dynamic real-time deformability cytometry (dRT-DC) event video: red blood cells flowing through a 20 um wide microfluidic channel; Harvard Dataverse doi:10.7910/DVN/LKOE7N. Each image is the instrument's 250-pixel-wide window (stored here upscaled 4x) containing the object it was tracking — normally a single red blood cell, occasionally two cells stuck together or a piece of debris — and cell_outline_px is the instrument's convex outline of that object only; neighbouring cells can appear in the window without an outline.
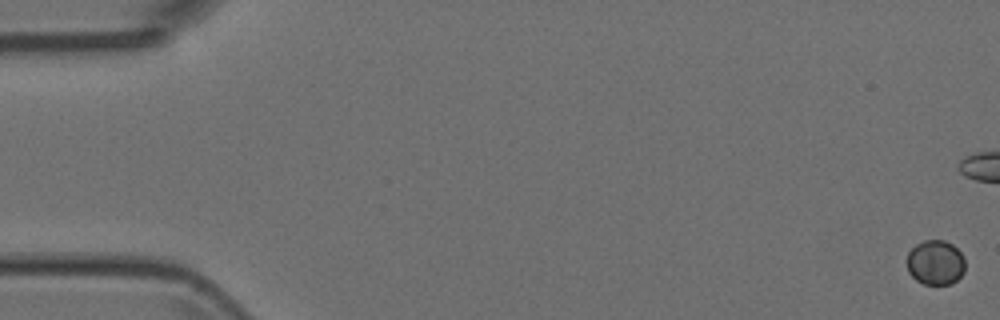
{"species": "Egyptian fruit bat (a non-hibernating species)", "species_latin": "Rousettus aegyptiacus", "temperature_condition": "room temperature", "stored_images_in_passage": 54, "camera_frame_rate_fps": 3000, "um_per_image_px": 0.085, "animal": {"sex": "female"}, "frame": {"image": 1, "passage_image": 1, "time_ms": 0.0, "image_size_px": [1000, 320], "cell_outline_px": [[964, 272], [952, 284], [924, 284], [916, 280], [908, 272], [908, 252], [916, 244], [924, 240], [944, 240], [952, 244], [964, 256]], "centroid_in_image_um": [79.52, 22.31], "position_along_channel_um": 5.5, "area_um2": 15.14}}
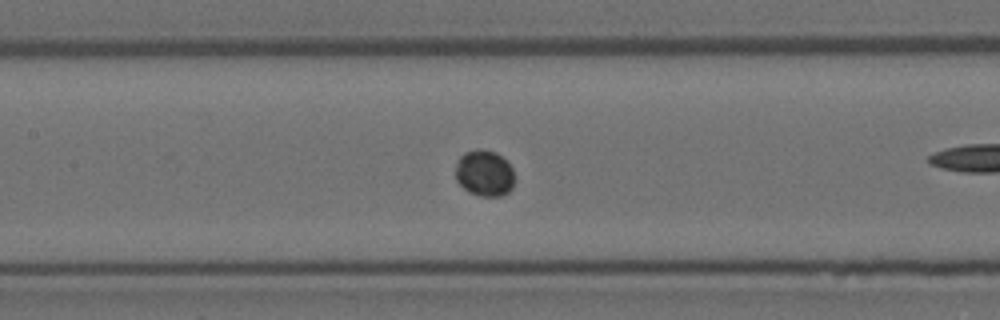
{"frame": {"image": 2, "passage_image": 25, "time_ms": 8.0, "image_size_px": [1000, 320], "cell_outline_px": [[516, 180], [512, 188], [508, 192], [500, 196], [480, 196], [468, 192], [456, 180], [456, 160], [464, 152], [480, 148], [496, 152], [512, 168]], "centroid_in_image_um": [41.18, 14.72], "position_along_channel_um": 166.2, "area_um2": 16.07}}
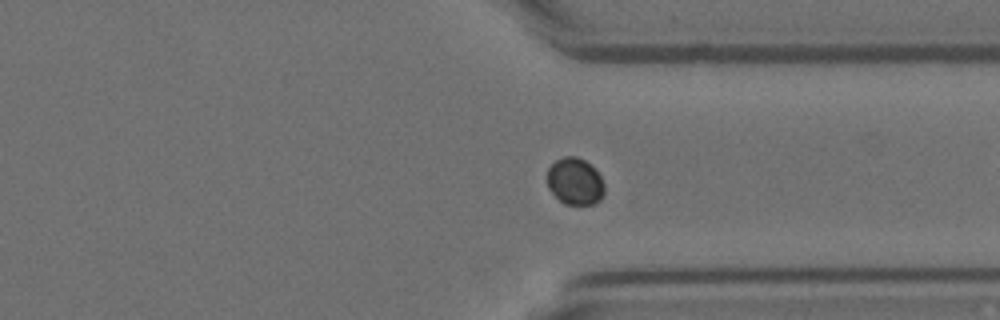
{"frame": {"image": 3, "passage_image": 40, "time_ms": 13.0, "image_size_px": [1000, 320], "cell_outline_px": [[604, 196], [596, 204], [564, 204], [548, 188], [548, 168], [556, 160], [564, 156], [576, 156], [584, 160], [600, 176], [604, 184]], "centroid_in_image_um": [48.88, 15.43], "position_along_channel_um": 362.5, "area_um2": 15.49}}